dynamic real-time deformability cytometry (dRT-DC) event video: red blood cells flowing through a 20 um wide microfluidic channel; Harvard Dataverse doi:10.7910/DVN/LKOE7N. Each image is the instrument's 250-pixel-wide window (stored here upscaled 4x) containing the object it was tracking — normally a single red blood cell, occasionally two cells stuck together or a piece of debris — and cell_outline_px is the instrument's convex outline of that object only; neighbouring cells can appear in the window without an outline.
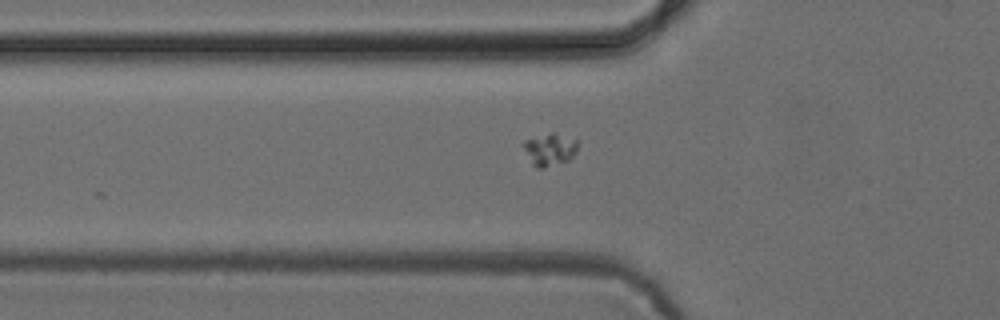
{"species": "common noctule bat (a hibernating species)", "species_latin": "Nyctalus noctula", "temperature_condition": "cold", "stored_images_in_passage": 49, "camera_frame_rate_fps": 3000, "um_per_image_px": 0.085, "animal": {"sex": "female", "body_mass_g": 24.6, "forearm_length_mm": 56.2}, "frame": {"image": 1, "passage_image": 15, "time_ms": 4.667, "image_size_px": [1000, 320], "cell_outline_px": [[580, 140], [576, 152], [568, 160], [544, 168], [536, 168], [532, 164], [520, 144], [524, 140], [552, 132], [556, 132]], "centroid_in_image_um": [46.73, 12.68], "position_along_channel_um": 79.1, "area_um2": 10.52}}
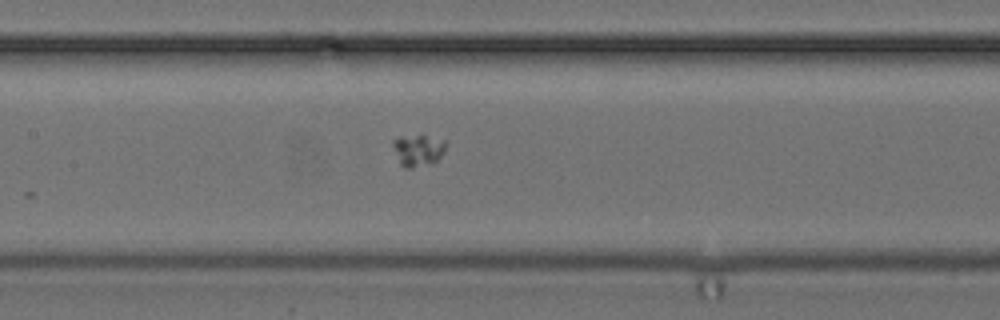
{"frame": {"image": 2, "passage_image": 22, "time_ms": 7.0, "image_size_px": [1000, 320], "cell_outline_px": [[448, 144], [444, 152], [432, 164], [412, 168], [404, 168], [400, 164], [392, 144], [392, 140], [400, 136], [420, 132], [444, 140]], "centroid_in_image_um": [35.55, 12.71], "position_along_channel_um": 171.9, "area_um2": 10.35}}